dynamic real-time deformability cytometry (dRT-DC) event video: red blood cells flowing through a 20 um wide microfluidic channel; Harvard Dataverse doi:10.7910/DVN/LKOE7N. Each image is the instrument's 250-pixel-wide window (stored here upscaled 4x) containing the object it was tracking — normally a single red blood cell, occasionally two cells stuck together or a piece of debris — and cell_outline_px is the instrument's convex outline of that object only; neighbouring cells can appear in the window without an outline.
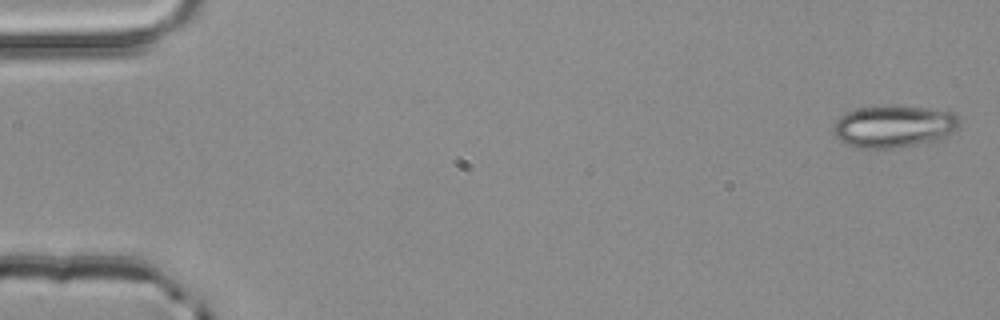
{"species": "common noctule bat (a hibernating species)", "species_latin": "Nyctalus noctula", "temperature_condition": "room temperature", "stored_images_in_passage": 4, "camera_frame_rate_fps": 3000, "um_per_image_px": 0.085, "animal": {"sex": "male", "body_mass_g": 20.4}, "frame": {"image": 1, "passage_image": 1, "time_ms": 0.0, "image_size_px": [1000, 320], "cell_outline_px": [[960, 124], [952, 132], [940, 140], [896, 148], [856, 148], [844, 144], [832, 132], [832, 124], [844, 112], [860, 108], [928, 108], [956, 112], [960, 116]], "centroid_in_image_um": [75.97, 10.78], "position_along_channel_um": 9.0, "area_um2": 30.81}}